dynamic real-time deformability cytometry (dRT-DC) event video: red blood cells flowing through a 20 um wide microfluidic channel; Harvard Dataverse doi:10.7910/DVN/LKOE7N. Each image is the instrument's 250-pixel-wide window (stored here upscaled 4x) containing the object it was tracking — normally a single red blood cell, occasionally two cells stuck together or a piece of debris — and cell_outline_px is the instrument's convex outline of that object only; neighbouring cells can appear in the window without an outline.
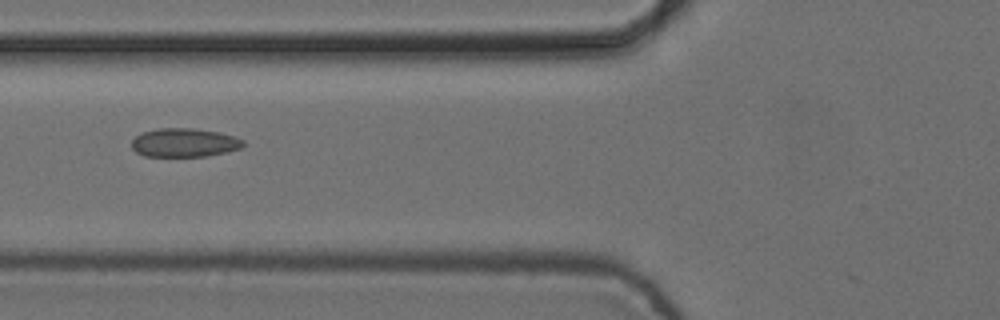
{"species": "common noctule bat (a hibernating species)", "species_latin": "Nyctalus noctula", "temperature_condition": "cold", "stored_images_in_passage": 8, "camera_frame_rate_fps": 3000, "um_per_image_px": 0.085, "animal": {"sex": "female", "body_mass_g": 24.6, "forearm_length_mm": 56.2}, "frame": {"image": 1, "passage_image": 6, "time_ms": 1.667, "image_size_px": [1000, 320], "cell_outline_px": [[244, 144], [240, 148], [208, 156], [144, 156], [136, 152], [132, 148], [132, 140], [136, 136], [144, 132], [160, 128], [192, 128], [220, 132], [244, 140]], "centroid_in_image_um": [15.66, 12.12], "position_along_channel_um": 110.1, "area_um2": 18.5}}
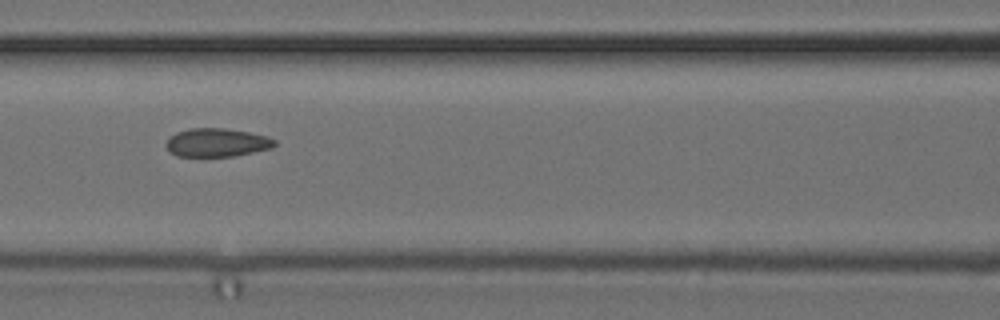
{"frame": {"image": 2, "passage_image": 7, "time_ms": 2.0, "image_size_px": [1000, 320], "cell_outline_px": [[276, 144], [272, 148], [232, 156], [176, 156], [168, 152], [164, 144], [176, 132], [188, 128], [224, 128], [248, 132], [264, 136], [276, 140]], "centroid_in_image_um": [18.38, 12.12], "position_along_channel_um": 148.2, "area_um2": 17.92}}
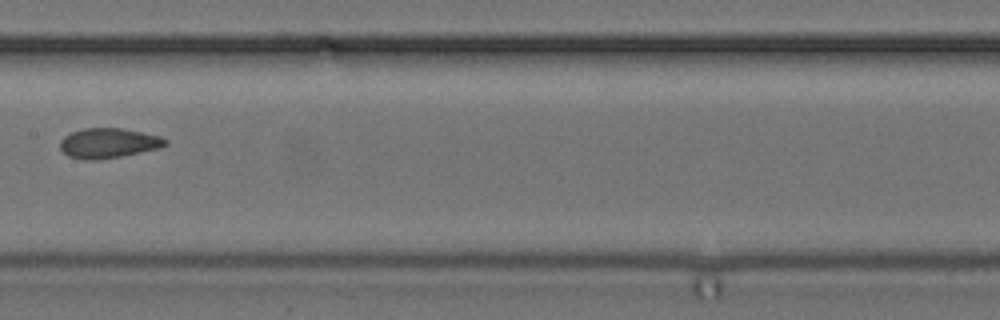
{"frame": {"image": 3, "passage_image": 8, "time_ms": 2.333, "image_size_px": [1000, 320], "cell_outline_px": [[168, 144], [160, 148], [120, 156], [96, 160], [84, 160], [68, 156], [60, 148], [60, 140], [64, 136], [72, 132], [84, 128], [120, 128], [160, 136], [168, 140]], "centroid_in_image_um": [9.21, 12.16], "position_along_channel_um": 198.2, "area_um2": 18.26}}